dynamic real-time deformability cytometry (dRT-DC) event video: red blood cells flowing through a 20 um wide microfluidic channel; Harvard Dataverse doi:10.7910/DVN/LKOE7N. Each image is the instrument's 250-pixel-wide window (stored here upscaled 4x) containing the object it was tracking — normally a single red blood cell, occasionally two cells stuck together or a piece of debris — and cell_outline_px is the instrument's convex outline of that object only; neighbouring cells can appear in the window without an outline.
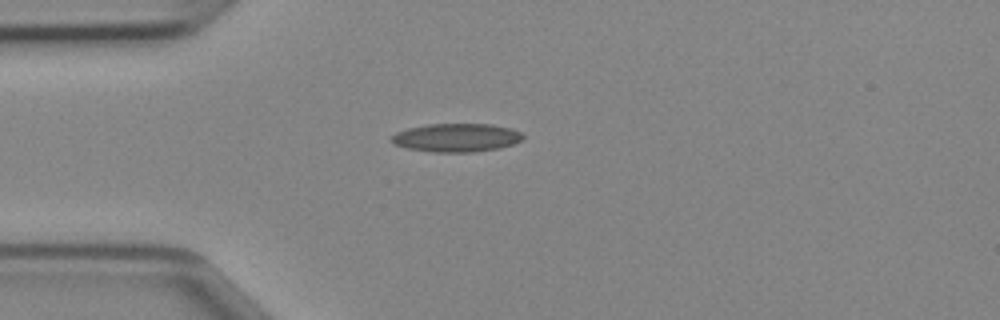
{"species": "Egyptian fruit bat (a non-hibernating species)", "species_latin": "Rousettus aegyptiacus", "temperature_condition": "cold", "stored_images_in_passage": 35, "camera_frame_rate_fps": 3000, "um_per_image_px": 0.085, "animal": {"sex": "female"}, "frame": {"image": 1, "passage_image": 1, "time_ms": 0.0, "image_size_px": [1000, 320], "cell_outline_px": [[524, 140], [500, 148], [472, 152], [432, 152], [408, 148], [396, 144], [392, 140], [392, 136], [396, 132], [408, 128], [428, 124], [492, 124], [508, 128], [520, 132], [524, 136]], "centroid_in_image_um": [38.83, 11.7], "position_along_channel_um": 46.2, "area_um2": 21.62}}
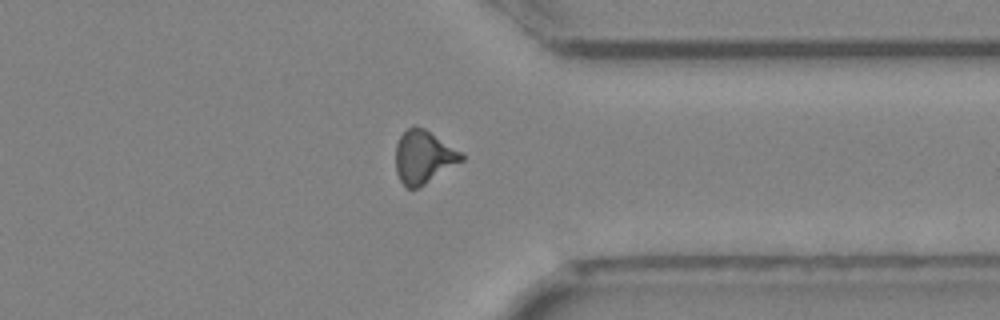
{"frame": {"image": 2, "passage_image": 25, "time_ms": 8.0, "image_size_px": [1000, 320], "cell_outline_px": [[464, 160], [420, 188], [408, 188], [400, 180], [396, 172], [396, 144], [400, 136], [412, 124], [416, 124], [424, 128], [460, 152], [464, 156]], "centroid_in_image_um": [35.98, 13.35], "position_along_channel_um": 375.4, "area_um2": 20.29}}
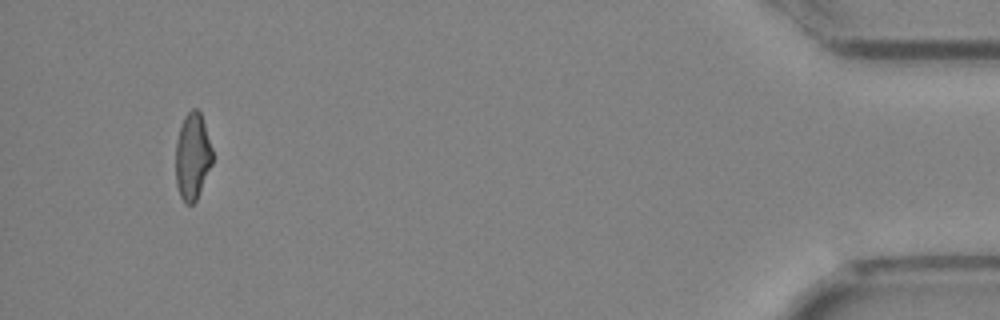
{"frame": {"image": 3, "passage_image": 33, "time_ms": 10.667, "image_size_px": [1000, 320], "cell_outline_px": [[212, 164], [196, 200], [192, 204], [184, 204], [180, 196], [176, 184], [176, 144], [180, 124], [184, 116], [192, 108], [196, 108], [200, 112], [212, 148]], "centroid_in_image_um": [16.35, 13.29], "position_along_channel_um": 418.9, "area_um2": 18.55}}